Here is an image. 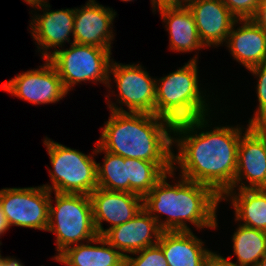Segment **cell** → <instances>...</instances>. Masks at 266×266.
Wrapping results in <instances>:
<instances>
[{"label": "cell", "instance_id": "obj_1", "mask_svg": "<svg viewBox=\"0 0 266 266\" xmlns=\"http://www.w3.org/2000/svg\"><path fill=\"white\" fill-rule=\"evenodd\" d=\"M206 117L174 124L173 143L178 154H172V163L173 167L178 164L181 177L205 184L222 197L234 184L238 146L244 130L226 125L201 131L209 127Z\"/></svg>", "mask_w": 266, "mask_h": 266}, {"label": "cell", "instance_id": "obj_2", "mask_svg": "<svg viewBox=\"0 0 266 266\" xmlns=\"http://www.w3.org/2000/svg\"><path fill=\"white\" fill-rule=\"evenodd\" d=\"M111 115L97 144L107 152L123 158L156 163L165 173L173 170L174 124L147 113H131L108 101Z\"/></svg>", "mask_w": 266, "mask_h": 266}, {"label": "cell", "instance_id": "obj_3", "mask_svg": "<svg viewBox=\"0 0 266 266\" xmlns=\"http://www.w3.org/2000/svg\"><path fill=\"white\" fill-rule=\"evenodd\" d=\"M176 168L166 173L143 197V209L162 231H191L186 222L197 229L217 228L216 210L221 197L211 187L184 177L174 186L170 185L167 177H174ZM160 213L167 214L166 220L159 218Z\"/></svg>", "mask_w": 266, "mask_h": 266}, {"label": "cell", "instance_id": "obj_4", "mask_svg": "<svg viewBox=\"0 0 266 266\" xmlns=\"http://www.w3.org/2000/svg\"><path fill=\"white\" fill-rule=\"evenodd\" d=\"M182 68L156 79L155 115L175 124L208 116L210 110L198 80L197 58Z\"/></svg>", "mask_w": 266, "mask_h": 266}, {"label": "cell", "instance_id": "obj_5", "mask_svg": "<svg viewBox=\"0 0 266 266\" xmlns=\"http://www.w3.org/2000/svg\"><path fill=\"white\" fill-rule=\"evenodd\" d=\"M50 196L48 232L56 234L57 258L73 245L90 241L98 236L89 195L55 192L56 205Z\"/></svg>", "mask_w": 266, "mask_h": 266}, {"label": "cell", "instance_id": "obj_6", "mask_svg": "<svg viewBox=\"0 0 266 266\" xmlns=\"http://www.w3.org/2000/svg\"><path fill=\"white\" fill-rule=\"evenodd\" d=\"M44 145L53 167L50 192L90 195L97 187V163L91 155L66 147L46 137ZM53 189V190H52Z\"/></svg>", "mask_w": 266, "mask_h": 266}, {"label": "cell", "instance_id": "obj_7", "mask_svg": "<svg viewBox=\"0 0 266 266\" xmlns=\"http://www.w3.org/2000/svg\"><path fill=\"white\" fill-rule=\"evenodd\" d=\"M111 49L71 42L69 49L54 52L48 60L55 67L67 92L81 81L106 84L111 89Z\"/></svg>", "mask_w": 266, "mask_h": 266}, {"label": "cell", "instance_id": "obj_8", "mask_svg": "<svg viewBox=\"0 0 266 266\" xmlns=\"http://www.w3.org/2000/svg\"><path fill=\"white\" fill-rule=\"evenodd\" d=\"M51 192L44 186L3 188L0 205L9 226L47 231Z\"/></svg>", "mask_w": 266, "mask_h": 266}, {"label": "cell", "instance_id": "obj_9", "mask_svg": "<svg viewBox=\"0 0 266 266\" xmlns=\"http://www.w3.org/2000/svg\"><path fill=\"white\" fill-rule=\"evenodd\" d=\"M109 75H113L119 92L117 102L131 113L155 114L156 79L149 76L140 64L111 61Z\"/></svg>", "mask_w": 266, "mask_h": 266}, {"label": "cell", "instance_id": "obj_10", "mask_svg": "<svg viewBox=\"0 0 266 266\" xmlns=\"http://www.w3.org/2000/svg\"><path fill=\"white\" fill-rule=\"evenodd\" d=\"M40 69H31L3 83L1 89L32 104L56 103L68 94L48 59Z\"/></svg>", "mask_w": 266, "mask_h": 266}, {"label": "cell", "instance_id": "obj_11", "mask_svg": "<svg viewBox=\"0 0 266 266\" xmlns=\"http://www.w3.org/2000/svg\"><path fill=\"white\" fill-rule=\"evenodd\" d=\"M89 196L94 226L100 236L109 229L128 222L143 208V197L135 193L110 191L97 187ZM104 221L110 223L109 228L102 227Z\"/></svg>", "mask_w": 266, "mask_h": 266}, {"label": "cell", "instance_id": "obj_12", "mask_svg": "<svg viewBox=\"0 0 266 266\" xmlns=\"http://www.w3.org/2000/svg\"><path fill=\"white\" fill-rule=\"evenodd\" d=\"M116 12L88 0L85 6L74 9L73 43L111 49L114 39L111 25Z\"/></svg>", "mask_w": 266, "mask_h": 266}, {"label": "cell", "instance_id": "obj_13", "mask_svg": "<svg viewBox=\"0 0 266 266\" xmlns=\"http://www.w3.org/2000/svg\"><path fill=\"white\" fill-rule=\"evenodd\" d=\"M199 38L206 47L222 45L238 20L221 0H186ZM222 43V44H221Z\"/></svg>", "mask_w": 266, "mask_h": 266}, {"label": "cell", "instance_id": "obj_14", "mask_svg": "<svg viewBox=\"0 0 266 266\" xmlns=\"http://www.w3.org/2000/svg\"><path fill=\"white\" fill-rule=\"evenodd\" d=\"M47 7V8H46ZM37 10L42 9L45 12L41 15L34 14L30 23L31 36L36 40L35 43L41 52L42 59H48L54 52L56 47L63 46L65 41L70 42L69 36L74 30V9H61L57 11H50L49 3L35 7ZM54 47L53 52H48V49ZM46 50V51H45Z\"/></svg>", "mask_w": 266, "mask_h": 266}, {"label": "cell", "instance_id": "obj_15", "mask_svg": "<svg viewBox=\"0 0 266 266\" xmlns=\"http://www.w3.org/2000/svg\"><path fill=\"white\" fill-rule=\"evenodd\" d=\"M161 232L156 220L142 208L131 220L109 229L102 237L126 257V253L156 245Z\"/></svg>", "mask_w": 266, "mask_h": 266}, {"label": "cell", "instance_id": "obj_16", "mask_svg": "<svg viewBox=\"0 0 266 266\" xmlns=\"http://www.w3.org/2000/svg\"><path fill=\"white\" fill-rule=\"evenodd\" d=\"M238 146L237 169L230 189L266 188V148L261 138L248 126ZM246 179L249 182H243ZM243 182V183H242ZM240 184V185H239ZM247 184V185H246Z\"/></svg>", "mask_w": 266, "mask_h": 266}, {"label": "cell", "instance_id": "obj_17", "mask_svg": "<svg viewBox=\"0 0 266 266\" xmlns=\"http://www.w3.org/2000/svg\"><path fill=\"white\" fill-rule=\"evenodd\" d=\"M237 23L242 26L234 29ZM225 44L232 57L247 70L266 62V30L253 19L237 20Z\"/></svg>", "mask_w": 266, "mask_h": 266}, {"label": "cell", "instance_id": "obj_18", "mask_svg": "<svg viewBox=\"0 0 266 266\" xmlns=\"http://www.w3.org/2000/svg\"><path fill=\"white\" fill-rule=\"evenodd\" d=\"M157 244L168 266H206L211 252L191 231H162Z\"/></svg>", "mask_w": 266, "mask_h": 266}, {"label": "cell", "instance_id": "obj_19", "mask_svg": "<svg viewBox=\"0 0 266 266\" xmlns=\"http://www.w3.org/2000/svg\"><path fill=\"white\" fill-rule=\"evenodd\" d=\"M93 243V245H91ZM94 244H100L96 246ZM54 260L67 266H124L125 257L98 235L86 243L68 247Z\"/></svg>", "mask_w": 266, "mask_h": 266}, {"label": "cell", "instance_id": "obj_20", "mask_svg": "<svg viewBox=\"0 0 266 266\" xmlns=\"http://www.w3.org/2000/svg\"><path fill=\"white\" fill-rule=\"evenodd\" d=\"M158 11L163 22H166L171 50L183 53L205 48L199 38L194 17L186 5Z\"/></svg>", "mask_w": 266, "mask_h": 266}, {"label": "cell", "instance_id": "obj_21", "mask_svg": "<svg viewBox=\"0 0 266 266\" xmlns=\"http://www.w3.org/2000/svg\"><path fill=\"white\" fill-rule=\"evenodd\" d=\"M236 190L229 189L221 197V200L229 197L232 200L235 221H243L241 225L266 232V188Z\"/></svg>", "mask_w": 266, "mask_h": 266}, {"label": "cell", "instance_id": "obj_22", "mask_svg": "<svg viewBox=\"0 0 266 266\" xmlns=\"http://www.w3.org/2000/svg\"><path fill=\"white\" fill-rule=\"evenodd\" d=\"M239 266H255L266 255V232L239 225L232 235Z\"/></svg>", "mask_w": 266, "mask_h": 266}, {"label": "cell", "instance_id": "obj_23", "mask_svg": "<svg viewBox=\"0 0 266 266\" xmlns=\"http://www.w3.org/2000/svg\"><path fill=\"white\" fill-rule=\"evenodd\" d=\"M93 151L97 155L104 152V162L97 163L98 187L110 191L127 192V163L120 155L104 151L97 143Z\"/></svg>", "mask_w": 266, "mask_h": 266}, {"label": "cell", "instance_id": "obj_24", "mask_svg": "<svg viewBox=\"0 0 266 266\" xmlns=\"http://www.w3.org/2000/svg\"><path fill=\"white\" fill-rule=\"evenodd\" d=\"M127 163V192L144 197L166 174L156 163L125 158Z\"/></svg>", "mask_w": 266, "mask_h": 266}, {"label": "cell", "instance_id": "obj_25", "mask_svg": "<svg viewBox=\"0 0 266 266\" xmlns=\"http://www.w3.org/2000/svg\"><path fill=\"white\" fill-rule=\"evenodd\" d=\"M133 255L137 257L130 255L125 257L124 266H168L162 248L158 244L146 247Z\"/></svg>", "mask_w": 266, "mask_h": 266}, {"label": "cell", "instance_id": "obj_26", "mask_svg": "<svg viewBox=\"0 0 266 266\" xmlns=\"http://www.w3.org/2000/svg\"><path fill=\"white\" fill-rule=\"evenodd\" d=\"M253 76L258 77V83L255 89H257L258 108L253 115L254 117L249 120L248 123L258 119H266V62L261 65L254 66L248 69Z\"/></svg>", "mask_w": 266, "mask_h": 266}, {"label": "cell", "instance_id": "obj_27", "mask_svg": "<svg viewBox=\"0 0 266 266\" xmlns=\"http://www.w3.org/2000/svg\"><path fill=\"white\" fill-rule=\"evenodd\" d=\"M229 11L238 19H253L261 0H221Z\"/></svg>", "mask_w": 266, "mask_h": 266}, {"label": "cell", "instance_id": "obj_28", "mask_svg": "<svg viewBox=\"0 0 266 266\" xmlns=\"http://www.w3.org/2000/svg\"><path fill=\"white\" fill-rule=\"evenodd\" d=\"M232 257L224 258L220 254L210 252L206 261V266H239L237 263L229 261Z\"/></svg>", "mask_w": 266, "mask_h": 266}, {"label": "cell", "instance_id": "obj_29", "mask_svg": "<svg viewBox=\"0 0 266 266\" xmlns=\"http://www.w3.org/2000/svg\"><path fill=\"white\" fill-rule=\"evenodd\" d=\"M247 125L261 138L266 148V119H258Z\"/></svg>", "mask_w": 266, "mask_h": 266}, {"label": "cell", "instance_id": "obj_30", "mask_svg": "<svg viewBox=\"0 0 266 266\" xmlns=\"http://www.w3.org/2000/svg\"><path fill=\"white\" fill-rule=\"evenodd\" d=\"M152 8L154 11L156 9H163V8H172V7H181L184 6L186 0H151Z\"/></svg>", "mask_w": 266, "mask_h": 266}, {"label": "cell", "instance_id": "obj_31", "mask_svg": "<svg viewBox=\"0 0 266 266\" xmlns=\"http://www.w3.org/2000/svg\"><path fill=\"white\" fill-rule=\"evenodd\" d=\"M253 20L266 30V0H261L258 11Z\"/></svg>", "mask_w": 266, "mask_h": 266}, {"label": "cell", "instance_id": "obj_32", "mask_svg": "<svg viewBox=\"0 0 266 266\" xmlns=\"http://www.w3.org/2000/svg\"><path fill=\"white\" fill-rule=\"evenodd\" d=\"M10 228L6 216L4 214V211L2 210V207L0 205V236L3 235L8 229ZM1 244V242H0Z\"/></svg>", "mask_w": 266, "mask_h": 266}, {"label": "cell", "instance_id": "obj_33", "mask_svg": "<svg viewBox=\"0 0 266 266\" xmlns=\"http://www.w3.org/2000/svg\"><path fill=\"white\" fill-rule=\"evenodd\" d=\"M0 266H24L20 261L15 258L5 257L0 254Z\"/></svg>", "mask_w": 266, "mask_h": 266}, {"label": "cell", "instance_id": "obj_34", "mask_svg": "<svg viewBox=\"0 0 266 266\" xmlns=\"http://www.w3.org/2000/svg\"><path fill=\"white\" fill-rule=\"evenodd\" d=\"M28 5H30L31 7H37L40 5H43L45 3H47L48 0H24Z\"/></svg>", "mask_w": 266, "mask_h": 266}, {"label": "cell", "instance_id": "obj_35", "mask_svg": "<svg viewBox=\"0 0 266 266\" xmlns=\"http://www.w3.org/2000/svg\"><path fill=\"white\" fill-rule=\"evenodd\" d=\"M255 266H266V255Z\"/></svg>", "mask_w": 266, "mask_h": 266}]
</instances>
